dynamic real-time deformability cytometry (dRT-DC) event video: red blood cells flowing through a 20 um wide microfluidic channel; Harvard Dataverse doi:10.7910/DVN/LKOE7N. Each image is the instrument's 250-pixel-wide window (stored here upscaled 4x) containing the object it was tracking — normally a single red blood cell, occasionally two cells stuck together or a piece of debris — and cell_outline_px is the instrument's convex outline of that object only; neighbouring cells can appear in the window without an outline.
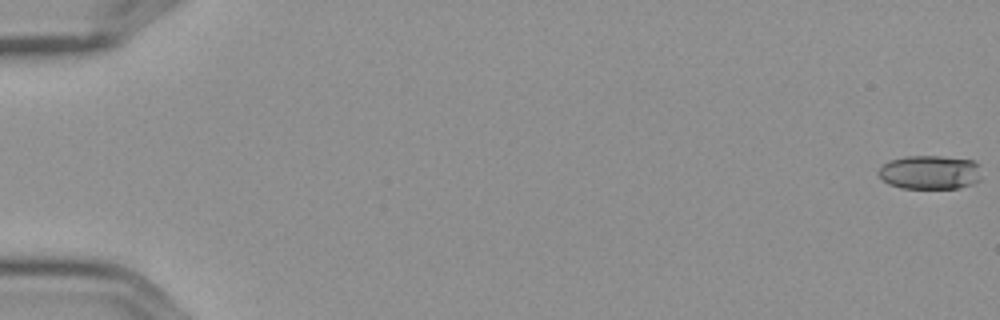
{"species": "Egyptian fruit bat (a non-hibernating species)", "species_latin": "Rousettus aegyptiacus", "temperature_condition": "cold", "stored_images_in_passage": 8, "camera_frame_rate_fps": 3000, "um_per_image_px": 0.085, "frame": {"image": 1, "passage_image": 1, "time_ms": 0.0, "image_size_px": [1000, 320], "cell_outline_px": [[980, 180], [972, 184], [956, 188], [900, 188], [888, 184], [876, 172], [888, 160], [904, 156], [940, 156], [972, 160], [976, 164]], "centroid_in_image_um": [78.98, 14.64], "position_along_channel_um": 6.0, "area_um2": 20.23}}
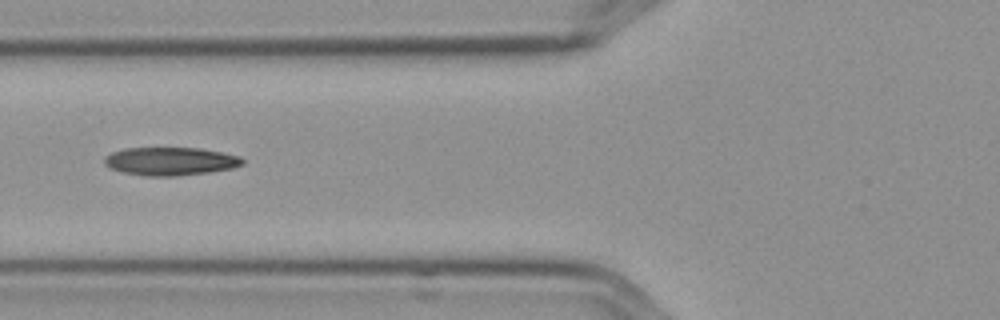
{"frame": {"image": 2, "passage_image": 7, "time_ms": 2.0, "image_size_px": [1000, 320], "cell_outline_px": [[244, 164], [232, 168], [208, 172], [176, 176], [144, 176], [124, 172], [112, 168], [104, 164], [104, 156], [112, 152], [124, 148], [200, 148], [240, 156], [244, 160]], "centroid_in_image_um": [14.48, 13.7], "position_along_channel_um": 111.3, "area_um2": 22.6}}
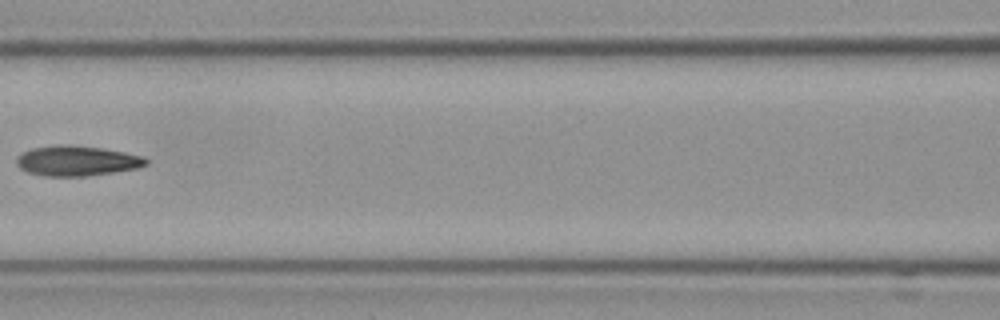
{"frame": {"image": 3, "passage_image": 8, "time_ms": 2.333, "image_size_px": [1000, 320], "cell_outline_px": [[148, 164], [136, 168], [112, 172], [84, 176], [44, 176], [28, 172], [20, 168], [16, 164], [16, 156], [32, 148], [64, 144], [104, 148], [144, 156], [148, 160]], "centroid_in_image_um": [6.53, 13.66], "position_along_channel_um": 160.1, "area_um2": 22.66}}